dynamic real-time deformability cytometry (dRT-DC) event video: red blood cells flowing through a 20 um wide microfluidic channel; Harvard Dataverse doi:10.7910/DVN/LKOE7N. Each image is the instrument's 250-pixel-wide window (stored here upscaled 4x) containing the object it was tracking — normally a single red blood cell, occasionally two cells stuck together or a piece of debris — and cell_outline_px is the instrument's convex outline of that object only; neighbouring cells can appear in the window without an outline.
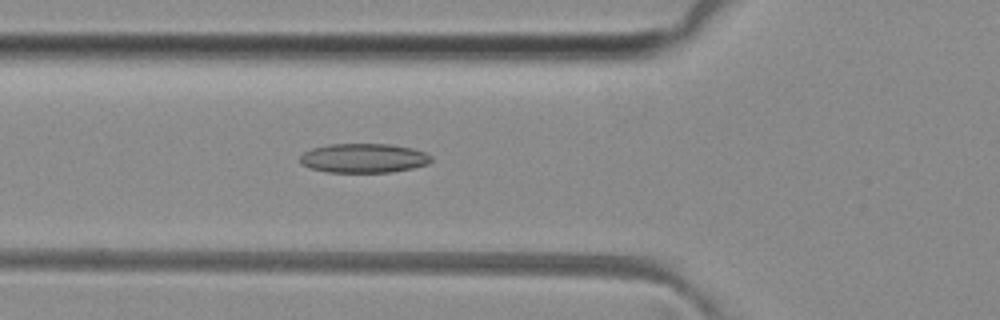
{"species": "common noctule bat (a hibernating species)", "species_latin": "Nyctalus noctula", "temperature_condition": "room temperature", "stored_images_in_passage": 49, "camera_frame_rate_fps": 3000, "um_per_image_px": 0.085, "animal": {"sex": "female", "body_mass_g": 29.2, "forearm_length_mm": 56.3}, "frame": {"image": 1, "passage_image": 17, "time_ms": 5.333, "image_size_px": [1000, 320], "cell_outline_px": [[432, 160], [428, 164], [412, 168], [392, 172], [328, 172], [312, 168], [300, 164], [300, 156], [304, 152], [312, 148], [328, 144], [392, 144], [412, 148], [424, 152], [432, 156]], "centroid_in_image_um": [30.92, 13.44], "position_along_channel_um": 94.9, "area_um2": 22.43}}
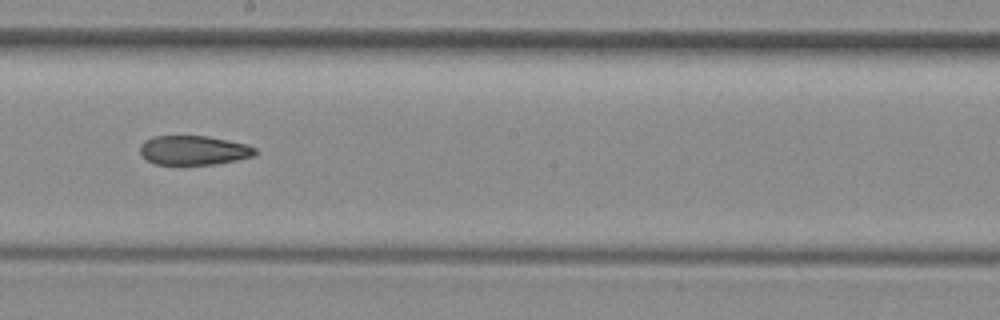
{"frame": {"image": 2, "passage_image": 27, "time_ms": 8.667, "image_size_px": [1000, 320], "cell_outline_px": [[256, 152], [252, 156], [216, 164], [156, 164], [148, 160], [140, 152], [140, 144], [144, 140], [152, 136], [208, 136], [248, 144], [256, 148]], "centroid_in_image_um": [16.45, 12.76], "position_along_channel_um": 231.7, "area_um2": 19.54}}
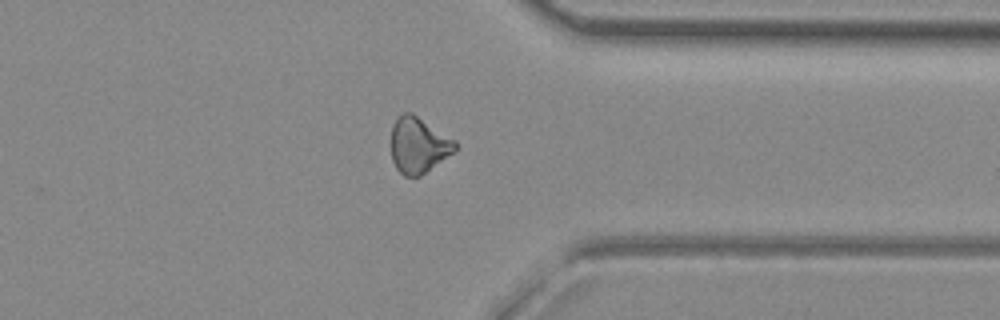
{"frame": {"image": 3, "passage_image": 38, "time_ms": 12.333, "image_size_px": [1000, 320], "cell_outline_px": [[456, 148], [452, 152], [420, 176], [404, 176], [396, 168], [392, 160], [392, 124], [396, 116], [404, 112], [412, 112], [456, 140]], "centroid_in_image_um": [35.54, 12.3], "position_along_channel_um": 375.9, "area_um2": 20.69}, "authors_computed_cell_mechanics": {"area_um2": 21.097, "velocity_mm_per_s": 4.1019, "shape_relaxation_time_tau1_ms": null, "shape_relaxation_time_tau2_ms": 4.3786, "deformation_change_tau1": null, "deformation_change_tau2": 0.1239}}